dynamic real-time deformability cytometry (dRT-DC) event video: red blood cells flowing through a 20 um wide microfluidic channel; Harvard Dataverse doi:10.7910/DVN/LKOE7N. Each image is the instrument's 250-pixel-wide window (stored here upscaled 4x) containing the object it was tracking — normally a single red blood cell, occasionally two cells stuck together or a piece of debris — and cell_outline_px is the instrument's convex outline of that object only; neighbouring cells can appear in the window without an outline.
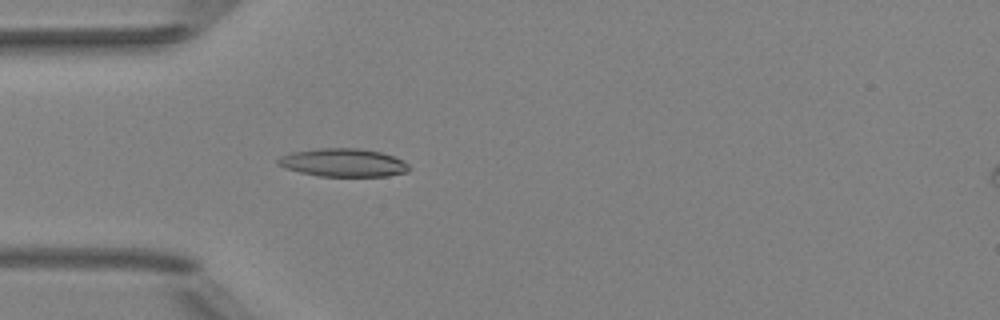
{"species": "Egyptian fruit bat (a non-hibernating species)", "species_latin": "Rousettus aegyptiacus", "temperature_condition": "room temperature", "stored_images_in_passage": 4, "camera_frame_rate_fps": 3000, "um_per_image_px": 0.085, "animal": {"sex": "female"}, "frame": {"image": 1, "passage_image": 4, "time_ms": 1.0, "image_size_px": [1000, 320], "cell_outline_px": [[412, 168], [408, 172], [388, 176], [320, 176], [300, 172], [276, 164], [276, 160], [280, 156], [292, 152], [320, 148], [356, 148], [380, 152], [404, 160]], "centroid_in_image_um": [29.21, 13.83], "position_along_channel_um": 55.8, "area_um2": 21.5}}